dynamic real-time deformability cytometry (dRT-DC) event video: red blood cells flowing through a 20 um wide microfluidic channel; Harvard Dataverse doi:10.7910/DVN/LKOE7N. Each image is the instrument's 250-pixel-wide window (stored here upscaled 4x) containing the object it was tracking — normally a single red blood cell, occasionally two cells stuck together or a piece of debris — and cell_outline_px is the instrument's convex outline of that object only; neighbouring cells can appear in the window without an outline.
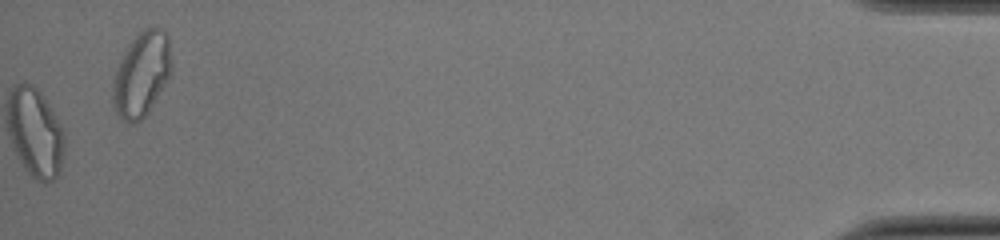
{"species": "common noctule bat (a hibernating species)", "species_latin": "Nyctalus noctula", "temperature_condition": "cold", "stored_images_in_passage": 51, "camera_frame_rate_fps": 3000, "um_per_image_px": 0.085, "animal": {"sex": "female", "body_mass_g": 22.0, "forearm_length_mm": 56.7}, "frame": {"image": 1, "passage_image": 51, "time_ms": 16.667, "image_size_px": [1000, 240], "cell_outline_px": [[172, 68], [164, 84], [148, 112], [140, 120], [132, 124], [128, 124], [116, 112], [112, 104], [112, 80], [120, 60], [128, 44], [140, 28], [152, 24], [156, 24], [168, 36], [172, 64]], "centroid_in_image_um": [12.01, 6.24], "position_along_channel_um": 423.2, "area_um2": 29.25}, "authors_computed_cell_mechanics": {"area_um2": 18.0914, "velocity_mm_per_s": 3.9988, "shape_relaxation_time_tau1_ms": null, "shape_relaxation_time_tau2_ms": 1.4436, "deformation_change_tau1": null, "deformation_change_tau2": 0.0642}}